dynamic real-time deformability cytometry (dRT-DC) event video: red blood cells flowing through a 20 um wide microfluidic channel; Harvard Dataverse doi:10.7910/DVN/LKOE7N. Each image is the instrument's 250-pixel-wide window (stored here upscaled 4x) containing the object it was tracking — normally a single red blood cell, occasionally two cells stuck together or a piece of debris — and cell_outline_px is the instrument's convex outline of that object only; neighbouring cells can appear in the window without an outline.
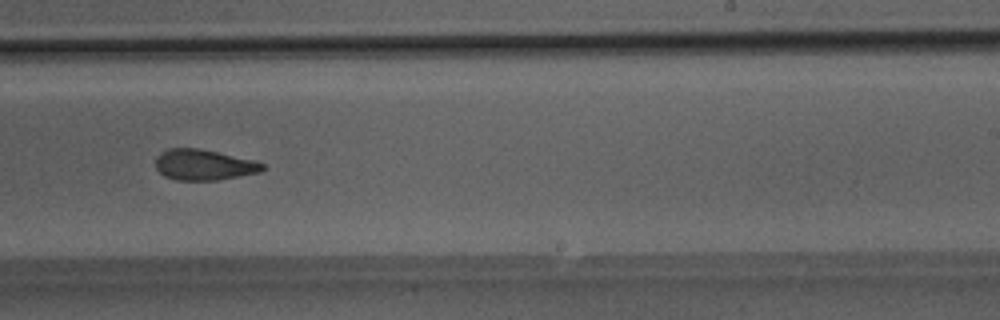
{"species": "Egyptian fruit bat (a non-hibernating species)", "species_latin": "Rousettus aegyptiacus", "temperature_condition": "room temperature", "stored_images_in_passage": 35, "camera_frame_rate_fps": 3000, "um_per_image_px": 0.085, "animal": {"sex": "male"}, "frame": {"image": 1, "passage_image": 20, "time_ms": 6.333, "image_size_px": [1000, 320], "cell_outline_px": [[268, 168], [260, 172], [216, 180], [176, 180], [164, 176], [156, 168], [156, 156], [160, 152], [168, 148], [200, 148], [252, 160], [264, 164]], "centroid_in_image_um": [17.31, 14.0], "position_along_channel_um": 271.7, "area_um2": 19.13}}
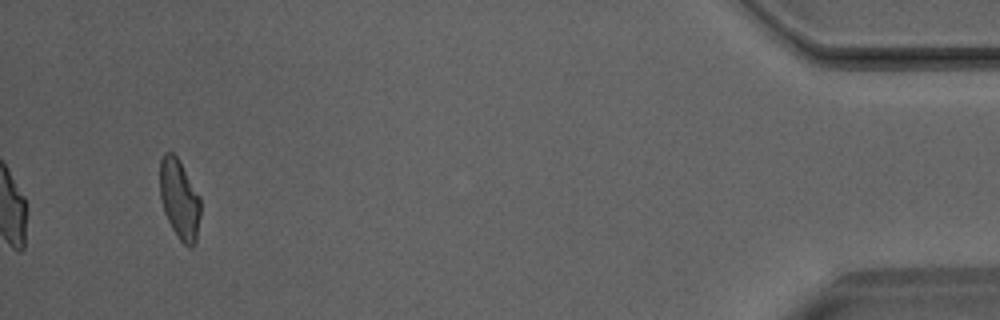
{"frame": {"image": 2, "passage_image": 35, "time_ms": 11.333, "image_size_px": [1000, 320], "cell_outline_px": [[200, 216], [196, 240], [192, 248], [188, 248], [180, 240], [172, 228], [164, 212], [160, 200], [160, 160], [164, 152], [172, 152], [180, 160], [200, 196]], "centroid_in_image_um": [15.25, 16.92], "position_along_channel_um": 419.9, "area_um2": 19.07}}